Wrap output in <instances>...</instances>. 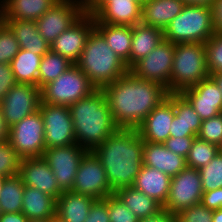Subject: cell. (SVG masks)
I'll return each instance as SVG.
<instances>
[{"label": "cell", "instance_id": "cell-1", "mask_svg": "<svg viewBox=\"0 0 222 222\" xmlns=\"http://www.w3.org/2000/svg\"><path fill=\"white\" fill-rule=\"evenodd\" d=\"M102 90L116 126L125 129H137L168 96L162 85L141 79L130 71Z\"/></svg>", "mask_w": 222, "mask_h": 222}, {"label": "cell", "instance_id": "cell-2", "mask_svg": "<svg viewBox=\"0 0 222 222\" xmlns=\"http://www.w3.org/2000/svg\"><path fill=\"white\" fill-rule=\"evenodd\" d=\"M93 152L105 169L113 192L133 186L143 166V139L137 129L118 128Z\"/></svg>", "mask_w": 222, "mask_h": 222}, {"label": "cell", "instance_id": "cell-3", "mask_svg": "<svg viewBox=\"0 0 222 222\" xmlns=\"http://www.w3.org/2000/svg\"><path fill=\"white\" fill-rule=\"evenodd\" d=\"M69 110L76 143L87 151H93L118 129L102 89L71 104Z\"/></svg>", "mask_w": 222, "mask_h": 222}, {"label": "cell", "instance_id": "cell-4", "mask_svg": "<svg viewBox=\"0 0 222 222\" xmlns=\"http://www.w3.org/2000/svg\"><path fill=\"white\" fill-rule=\"evenodd\" d=\"M76 65L96 89H103L129 71L126 63L111 50L95 28L88 35Z\"/></svg>", "mask_w": 222, "mask_h": 222}, {"label": "cell", "instance_id": "cell-5", "mask_svg": "<svg viewBox=\"0 0 222 222\" xmlns=\"http://www.w3.org/2000/svg\"><path fill=\"white\" fill-rule=\"evenodd\" d=\"M205 44L177 43L170 75V94H180L209 77Z\"/></svg>", "mask_w": 222, "mask_h": 222}, {"label": "cell", "instance_id": "cell-6", "mask_svg": "<svg viewBox=\"0 0 222 222\" xmlns=\"http://www.w3.org/2000/svg\"><path fill=\"white\" fill-rule=\"evenodd\" d=\"M164 40L177 43H203L215 33L212 9L209 6L185 4L164 29Z\"/></svg>", "mask_w": 222, "mask_h": 222}, {"label": "cell", "instance_id": "cell-7", "mask_svg": "<svg viewBox=\"0 0 222 222\" xmlns=\"http://www.w3.org/2000/svg\"><path fill=\"white\" fill-rule=\"evenodd\" d=\"M95 90L84 72L73 64L57 79L41 88V102L69 107Z\"/></svg>", "mask_w": 222, "mask_h": 222}, {"label": "cell", "instance_id": "cell-8", "mask_svg": "<svg viewBox=\"0 0 222 222\" xmlns=\"http://www.w3.org/2000/svg\"><path fill=\"white\" fill-rule=\"evenodd\" d=\"M8 141L21 158L43 156L46 146L40 111L11 126Z\"/></svg>", "mask_w": 222, "mask_h": 222}, {"label": "cell", "instance_id": "cell-9", "mask_svg": "<svg viewBox=\"0 0 222 222\" xmlns=\"http://www.w3.org/2000/svg\"><path fill=\"white\" fill-rule=\"evenodd\" d=\"M71 191L95 200L114 194L107 180L106 171L93 151H87L75 175Z\"/></svg>", "mask_w": 222, "mask_h": 222}, {"label": "cell", "instance_id": "cell-10", "mask_svg": "<svg viewBox=\"0 0 222 222\" xmlns=\"http://www.w3.org/2000/svg\"><path fill=\"white\" fill-rule=\"evenodd\" d=\"M174 49L175 44L163 40L151 53L136 62L129 71L141 79L162 85L170 94Z\"/></svg>", "mask_w": 222, "mask_h": 222}, {"label": "cell", "instance_id": "cell-11", "mask_svg": "<svg viewBox=\"0 0 222 222\" xmlns=\"http://www.w3.org/2000/svg\"><path fill=\"white\" fill-rule=\"evenodd\" d=\"M203 193L199 170L186 166L176 176L171 177L163 210L177 214L182 209L199 204Z\"/></svg>", "mask_w": 222, "mask_h": 222}, {"label": "cell", "instance_id": "cell-12", "mask_svg": "<svg viewBox=\"0 0 222 222\" xmlns=\"http://www.w3.org/2000/svg\"><path fill=\"white\" fill-rule=\"evenodd\" d=\"M39 111L44 121L46 149L76 144L73 122L68 106L40 102Z\"/></svg>", "mask_w": 222, "mask_h": 222}, {"label": "cell", "instance_id": "cell-13", "mask_svg": "<svg viewBox=\"0 0 222 222\" xmlns=\"http://www.w3.org/2000/svg\"><path fill=\"white\" fill-rule=\"evenodd\" d=\"M41 89L32 84L17 83L0 102L3 117L9 127L39 110Z\"/></svg>", "mask_w": 222, "mask_h": 222}, {"label": "cell", "instance_id": "cell-14", "mask_svg": "<svg viewBox=\"0 0 222 222\" xmlns=\"http://www.w3.org/2000/svg\"><path fill=\"white\" fill-rule=\"evenodd\" d=\"M86 152L87 150L77 143L45 149L42 157L53 171L62 191L72 189L79 163Z\"/></svg>", "mask_w": 222, "mask_h": 222}, {"label": "cell", "instance_id": "cell-15", "mask_svg": "<svg viewBox=\"0 0 222 222\" xmlns=\"http://www.w3.org/2000/svg\"><path fill=\"white\" fill-rule=\"evenodd\" d=\"M84 14L79 0H59L36 20L40 35L50 45Z\"/></svg>", "mask_w": 222, "mask_h": 222}, {"label": "cell", "instance_id": "cell-16", "mask_svg": "<svg viewBox=\"0 0 222 222\" xmlns=\"http://www.w3.org/2000/svg\"><path fill=\"white\" fill-rule=\"evenodd\" d=\"M94 28V16L84 13L73 25L53 41L50 49L76 64L85 47L88 35Z\"/></svg>", "mask_w": 222, "mask_h": 222}, {"label": "cell", "instance_id": "cell-17", "mask_svg": "<svg viewBox=\"0 0 222 222\" xmlns=\"http://www.w3.org/2000/svg\"><path fill=\"white\" fill-rule=\"evenodd\" d=\"M18 175L25 186L38 189L56 200L63 193L53 171L42 156L22 158Z\"/></svg>", "mask_w": 222, "mask_h": 222}, {"label": "cell", "instance_id": "cell-18", "mask_svg": "<svg viewBox=\"0 0 222 222\" xmlns=\"http://www.w3.org/2000/svg\"><path fill=\"white\" fill-rule=\"evenodd\" d=\"M174 115V94H168L137 128L143 141L164 143L170 137L169 130Z\"/></svg>", "mask_w": 222, "mask_h": 222}, {"label": "cell", "instance_id": "cell-19", "mask_svg": "<svg viewBox=\"0 0 222 222\" xmlns=\"http://www.w3.org/2000/svg\"><path fill=\"white\" fill-rule=\"evenodd\" d=\"M180 94L190 103L202 121L222 113V92L210 77Z\"/></svg>", "mask_w": 222, "mask_h": 222}, {"label": "cell", "instance_id": "cell-20", "mask_svg": "<svg viewBox=\"0 0 222 222\" xmlns=\"http://www.w3.org/2000/svg\"><path fill=\"white\" fill-rule=\"evenodd\" d=\"M141 0H109L93 16L95 23L134 26L141 22Z\"/></svg>", "mask_w": 222, "mask_h": 222}, {"label": "cell", "instance_id": "cell-21", "mask_svg": "<svg viewBox=\"0 0 222 222\" xmlns=\"http://www.w3.org/2000/svg\"><path fill=\"white\" fill-rule=\"evenodd\" d=\"M143 165L176 176L187 165L186 158L168 150L163 143L143 141Z\"/></svg>", "mask_w": 222, "mask_h": 222}, {"label": "cell", "instance_id": "cell-22", "mask_svg": "<svg viewBox=\"0 0 222 222\" xmlns=\"http://www.w3.org/2000/svg\"><path fill=\"white\" fill-rule=\"evenodd\" d=\"M184 6L182 0H146L142 3L140 23L164 31Z\"/></svg>", "mask_w": 222, "mask_h": 222}, {"label": "cell", "instance_id": "cell-23", "mask_svg": "<svg viewBox=\"0 0 222 222\" xmlns=\"http://www.w3.org/2000/svg\"><path fill=\"white\" fill-rule=\"evenodd\" d=\"M170 182L171 177L169 175L143 165L135 178L133 187L163 206L169 194Z\"/></svg>", "mask_w": 222, "mask_h": 222}, {"label": "cell", "instance_id": "cell-24", "mask_svg": "<svg viewBox=\"0 0 222 222\" xmlns=\"http://www.w3.org/2000/svg\"><path fill=\"white\" fill-rule=\"evenodd\" d=\"M96 200L71 190L57 198L56 217L62 222H84Z\"/></svg>", "mask_w": 222, "mask_h": 222}, {"label": "cell", "instance_id": "cell-25", "mask_svg": "<svg viewBox=\"0 0 222 222\" xmlns=\"http://www.w3.org/2000/svg\"><path fill=\"white\" fill-rule=\"evenodd\" d=\"M14 33L21 49L44 56L50 50V44L40 35L36 21L4 20Z\"/></svg>", "mask_w": 222, "mask_h": 222}, {"label": "cell", "instance_id": "cell-26", "mask_svg": "<svg viewBox=\"0 0 222 222\" xmlns=\"http://www.w3.org/2000/svg\"><path fill=\"white\" fill-rule=\"evenodd\" d=\"M22 199V213L29 220L49 221L55 217L57 200L48 194L25 186Z\"/></svg>", "mask_w": 222, "mask_h": 222}, {"label": "cell", "instance_id": "cell-27", "mask_svg": "<svg viewBox=\"0 0 222 222\" xmlns=\"http://www.w3.org/2000/svg\"><path fill=\"white\" fill-rule=\"evenodd\" d=\"M163 40L164 32L160 28L141 23L132 26L130 68L151 53Z\"/></svg>", "mask_w": 222, "mask_h": 222}, {"label": "cell", "instance_id": "cell-28", "mask_svg": "<svg viewBox=\"0 0 222 222\" xmlns=\"http://www.w3.org/2000/svg\"><path fill=\"white\" fill-rule=\"evenodd\" d=\"M95 29L104 37L107 45L130 69L132 27L95 23Z\"/></svg>", "mask_w": 222, "mask_h": 222}, {"label": "cell", "instance_id": "cell-29", "mask_svg": "<svg viewBox=\"0 0 222 222\" xmlns=\"http://www.w3.org/2000/svg\"><path fill=\"white\" fill-rule=\"evenodd\" d=\"M4 20L36 21L59 0H0Z\"/></svg>", "mask_w": 222, "mask_h": 222}, {"label": "cell", "instance_id": "cell-30", "mask_svg": "<svg viewBox=\"0 0 222 222\" xmlns=\"http://www.w3.org/2000/svg\"><path fill=\"white\" fill-rule=\"evenodd\" d=\"M114 194L138 219L152 217L163 210L160 203L133 186L120 188Z\"/></svg>", "mask_w": 222, "mask_h": 222}, {"label": "cell", "instance_id": "cell-31", "mask_svg": "<svg viewBox=\"0 0 222 222\" xmlns=\"http://www.w3.org/2000/svg\"><path fill=\"white\" fill-rule=\"evenodd\" d=\"M42 56L21 49L10 65L17 83L32 84L38 87L39 66Z\"/></svg>", "mask_w": 222, "mask_h": 222}, {"label": "cell", "instance_id": "cell-32", "mask_svg": "<svg viewBox=\"0 0 222 222\" xmlns=\"http://www.w3.org/2000/svg\"><path fill=\"white\" fill-rule=\"evenodd\" d=\"M25 185L20 176L6 177L0 194V213L22 212Z\"/></svg>", "mask_w": 222, "mask_h": 222}, {"label": "cell", "instance_id": "cell-33", "mask_svg": "<svg viewBox=\"0 0 222 222\" xmlns=\"http://www.w3.org/2000/svg\"><path fill=\"white\" fill-rule=\"evenodd\" d=\"M73 65L67 58L51 49L41 58L38 75V88L57 79Z\"/></svg>", "mask_w": 222, "mask_h": 222}, {"label": "cell", "instance_id": "cell-34", "mask_svg": "<svg viewBox=\"0 0 222 222\" xmlns=\"http://www.w3.org/2000/svg\"><path fill=\"white\" fill-rule=\"evenodd\" d=\"M219 152V147L215 144L195 137L190 151L186 157L187 167L200 169L206 166Z\"/></svg>", "mask_w": 222, "mask_h": 222}, {"label": "cell", "instance_id": "cell-35", "mask_svg": "<svg viewBox=\"0 0 222 222\" xmlns=\"http://www.w3.org/2000/svg\"><path fill=\"white\" fill-rule=\"evenodd\" d=\"M174 112L185 124V132H193L197 136L201 128L202 120L181 94H174Z\"/></svg>", "mask_w": 222, "mask_h": 222}, {"label": "cell", "instance_id": "cell-36", "mask_svg": "<svg viewBox=\"0 0 222 222\" xmlns=\"http://www.w3.org/2000/svg\"><path fill=\"white\" fill-rule=\"evenodd\" d=\"M203 192L222 188V153L216 156L206 165L199 169Z\"/></svg>", "mask_w": 222, "mask_h": 222}, {"label": "cell", "instance_id": "cell-37", "mask_svg": "<svg viewBox=\"0 0 222 222\" xmlns=\"http://www.w3.org/2000/svg\"><path fill=\"white\" fill-rule=\"evenodd\" d=\"M21 159L9 141L0 143V175L4 177L17 175Z\"/></svg>", "mask_w": 222, "mask_h": 222}, {"label": "cell", "instance_id": "cell-38", "mask_svg": "<svg viewBox=\"0 0 222 222\" xmlns=\"http://www.w3.org/2000/svg\"><path fill=\"white\" fill-rule=\"evenodd\" d=\"M20 47L14 33L3 22L0 26V63L10 64Z\"/></svg>", "mask_w": 222, "mask_h": 222}, {"label": "cell", "instance_id": "cell-39", "mask_svg": "<svg viewBox=\"0 0 222 222\" xmlns=\"http://www.w3.org/2000/svg\"><path fill=\"white\" fill-rule=\"evenodd\" d=\"M197 137L219 147L222 143V113L203 120Z\"/></svg>", "mask_w": 222, "mask_h": 222}, {"label": "cell", "instance_id": "cell-40", "mask_svg": "<svg viewBox=\"0 0 222 222\" xmlns=\"http://www.w3.org/2000/svg\"><path fill=\"white\" fill-rule=\"evenodd\" d=\"M209 73L222 72V35L214 34L205 42Z\"/></svg>", "mask_w": 222, "mask_h": 222}, {"label": "cell", "instance_id": "cell-41", "mask_svg": "<svg viewBox=\"0 0 222 222\" xmlns=\"http://www.w3.org/2000/svg\"><path fill=\"white\" fill-rule=\"evenodd\" d=\"M108 214L110 222H138V217L115 195L108 196Z\"/></svg>", "mask_w": 222, "mask_h": 222}, {"label": "cell", "instance_id": "cell-42", "mask_svg": "<svg viewBox=\"0 0 222 222\" xmlns=\"http://www.w3.org/2000/svg\"><path fill=\"white\" fill-rule=\"evenodd\" d=\"M213 210L204 207L201 203L182 209L177 216V222H212Z\"/></svg>", "mask_w": 222, "mask_h": 222}, {"label": "cell", "instance_id": "cell-43", "mask_svg": "<svg viewBox=\"0 0 222 222\" xmlns=\"http://www.w3.org/2000/svg\"><path fill=\"white\" fill-rule=\"evenodd\" d=\"M195 137L197 136L169 137L163 144L168 150L186 158Z\"/></svg>", "mask_w": 222, "mask_h": 222}, {"label": "cell", "instance_id": "cell-44", "mask_svg": "<svg viewBox=\"0 0 222 222\" xmlns=\"http://www.w3.org/2000/svg\"><path fill=\"white\" fill-rule=\"evenodd\" d=\"M84 222H110L108 214V196L105 199L96 200Z\"/></svg>", "mask_w": 222, "mask_h": 222}, {"label": "cell", "instance_id": "cell-45", "mask_svg": "<svg viewBox=\"0 0 222 222\" xmlns=\"http://www.w3.org/2000/svg\"><path fill=\"white\" fill-rule=\"evenodd\" d=\"M17 82L10 64L0 63V102Z\"/></svg>", "mask_w": 222, "mask_h": 222}, {"label": "cell", "instance_id": "cell-46", "mask_svg": "<svg viewBox=\"0 0 222 222\" xmlns=\"http://www.w3.org/2000/svg\"><path fill=\"white\" fill-rule=\"evenodd\" d=\"M200 203L210 210H218L222 208V188L204 192Z\"/></svg>", "mask_w": 222, "mask_h": 222}, {"label": "cell", "instance_id": "cell-47", "mask_svg": "<svg viewBox=\"0 0 222 222\" xmlns=\"http://www.w3.org/2000/svg\"><path fill=\"white\" fill-rule=\"evenodd\" d=\"M211 9L214 33L222 35V0H213Z\"/></svg>", "mask_w": 222, "mask_h": 222}, {"label": "cell", "instance_id": "cell-48", "mask_svg": "<svg viewBox=\"0 0 222 222\" xmlns=\"http://www.w3.org/2000/svg\"><path fill=\"white\" fill-rule=\"evenodd\" d=\"M170 137L196 136L193 132H185V124L174 115L170 125Z\"/></svg>", "mask_w": 222, "mask_h": 222}, {"label": "cell", "instance_id": "cell-49", "mask_svg": "<svg viewBox=\"0 0 222 222\" xmlns=\"http://www.w3.org/2000/svg\"><path fill=\"white\" fill-rule=\"evenodd\" d=\"M138 222H177V216L175 213H170L166 210H162L157 215L139 219Z\"/></svg>", "mask_w": 222, "mask_h": 222}, {"label": "cell", "instance_id": "cell-50", "mask_svg": "<svg viewBox=\"0 0 222 222\" xmlns=\"http://www.w3.org/2000/svg\"><path fill=\"white\" fill-rule=\"evenodd\" d=\"M109 0H79L82 10L86 14L94 15Z\"/></svg>", "mask_w": 222, "mask_h": 222}, {"label": "cell", "instance_id": "cell-51", "mask_svg": "<svg viewBox=\"0 0 222 222\" xmlns=\"http://www.w3.org/2000/svg\"><path fill=\"white\" fill-rule=\"evenodd\" d=\"M29 219L22 213H1L0 222H28Z\"/></svg>", "mask_w": 222, "mask_h": 222}, {"label": "cell", "instance_id": "cell-52", "mask_svg": "<svg viewBox=\"0 0 222 222\" xmlns=\"http://www.w3.org/2000/svg\"><path fill=\"white\" fill-rule=\"evenodd\" d=\"M9 130L10 127L7 125L2 110L0 108V143L6 142L9 139Z\"/></svg>", "mask_w": 222, "mask_h": 222}, {"label": "cell", "instance_id": "cell-53", "mask_svg": "<svg viewBox=\"0 0 222 222\" xmlns=\"http://www.w3.org/2000/svg\"><path fill=\"white\" fill-rule=\"evenodd\" d=\"M182 2L184 4H193V5L211 7L213 0H182Z\"/></svg>", "mask_w": 222, "mask_h": 222}, {"label": "cell", "instance_id": "cell-54", "mask_svg": "<svg viewBox=\"0 0 222 222\" xmlns=\"http://www.w3.org/2000/svg\"><path fill=\"white\" fill-rule=\"evenodd\" d=\"M209 77L215 82L222 92V72H214L209 75Z\"/></svg>", "mask_w": 222, "mask_h": 222}, {"label": "cell", "instance_id": "cell-55", "mask_svg": "<svg viewBox=\"0 0 222 222\" xmlns=\"http://www.w3.org/2000/svg\"><path fill=\"white\" fill-rule=\"evenodd\" d=\"M212 222H222V208L213 210Z\"/></svg>", "mask_w": 222, "mask_h": 222}, {"label": "cell", "instance_id": "cell-56", "mask_svg": "<svg viewBox=\"0 0 222 222\" xmlns=\"http://www.w3.org/2000/svg\"><path fill=\"white\" fill-rule=\"evenodd\" d=\"M3 22H4L3 7H2V4L0 2V26L2 25Z\"/></svg>", "mask_w": 222, "mask_h": 222}, {"label": "cell", "instance_id": "cell-57", "mask_svg": "<svg viewBox=\"0 0 222 222\" xmlns=\"http://www.w3.org/2000/svg\"><path fill=\"white\" fill-rule=\"evenodd\" d=\"M5 178H6V177L0 175V194H1V191H2V187H3V184H4Z\"/></svg>", "mask_w": 222, "mask_h": 222}, {"label": "cell", "instance_id": "cell-58", "mask_svg": "<svg viewBox=\"0 0 222 222\" xmlns=\"http://www.w3.org/2000/svg\"><path fill=\"white\" fill-rule=\"evenodd\" d=\"M48 222H62L61 220H59L56 216L52 219H50Z\"/></svg>", "mask_w": 222, "mask_h": 222}, {"label": "cell", "instance_id": "cell-59", "mask_svg": "<svg viewBox=\"0 0 222 222\" xmlns=\"http://www.w3.org/2000/svg\"><path fill=\"white\" fill-rule=\"evenodd\" d=\"M28 222H48V221L35 219V220H29Z\"/></svg>", "mask_w": 222, "mask_h": 222}, {"label": "cell", "instance_id": "cell-60", "mask_svg": "<svg viewBox=\"0 0 222 222\" xmlns=\"http://www.w3.org/2000/svg\"><path fill=\"white\" fill-rule=\"evenodd\" d=\"M219 152L222 153V143L219 146Z\"/></svg>", "mask_w": 222, "mask_h": 222}]
</instances>
